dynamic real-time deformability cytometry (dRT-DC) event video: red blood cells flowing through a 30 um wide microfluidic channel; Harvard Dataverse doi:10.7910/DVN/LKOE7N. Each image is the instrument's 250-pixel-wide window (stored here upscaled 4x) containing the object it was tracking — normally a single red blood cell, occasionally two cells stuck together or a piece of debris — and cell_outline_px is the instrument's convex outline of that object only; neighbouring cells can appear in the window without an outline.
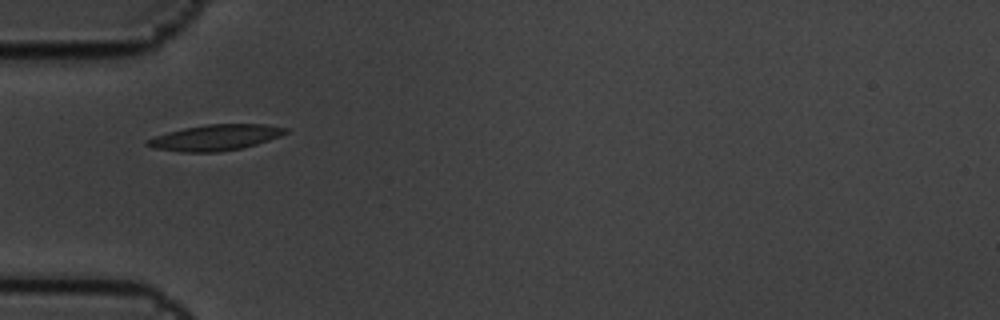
{"species": "common noctule bat (a hibernating species)", "species_latin": "Nyctalus noctula", "temperature_condition": "cold", "stored_images_in_passage": 7, "camera_frame_rate_fps": 3000, "um_per_image_px": 0.085, "animal": {"sex": "male", "body_mass_g": 19.5, "forearm_length_mm": 54.6}, "frame": {"image": 1, "passage_image": 1, "time_ms": 0.0, "image_size_px": [1000, 320], "cell_outline_px": [[288, 132], [280, 136], [256, 144], [240, 148], [220, 152], [180, 152], [152, 148], [144, 144], [144, 140], [168, 132], [184, 128], [204, 124], [268, 124], [288, 128]], "centroid_in_image_um": [18.28, 11.69], "position_along_channel_um": 66.7, "area_um2": 20.92}}
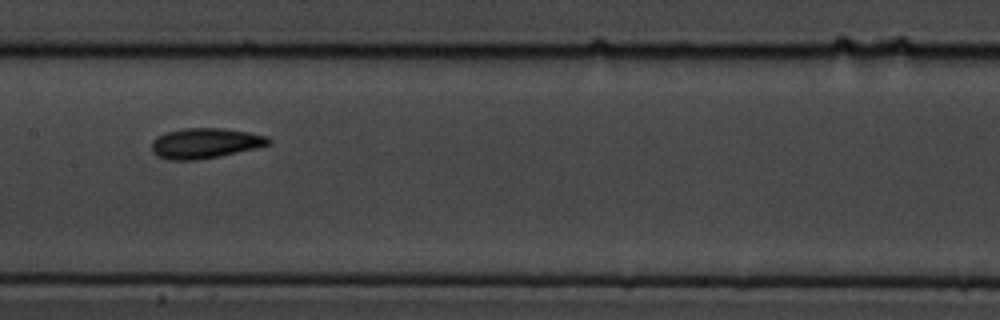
{"frame": {"image": 2, "passage_image": 4, "time_ms": 1.0, "image_size_px": [1000, 320], "cell_outline_px": [[272, 144], [256, 148], [220, 156], [196, 160], [168, 160], [156, 156], [152, 152], [152, 140], [156, 136], [164, 132], [184, 128], [224, 128], [248, 132], [268, 136], [272, 140]], "centroid_in_image_um": [17.43, 12.17], "position_along_channel_um": 190.0, "area_um2": 20.92}}
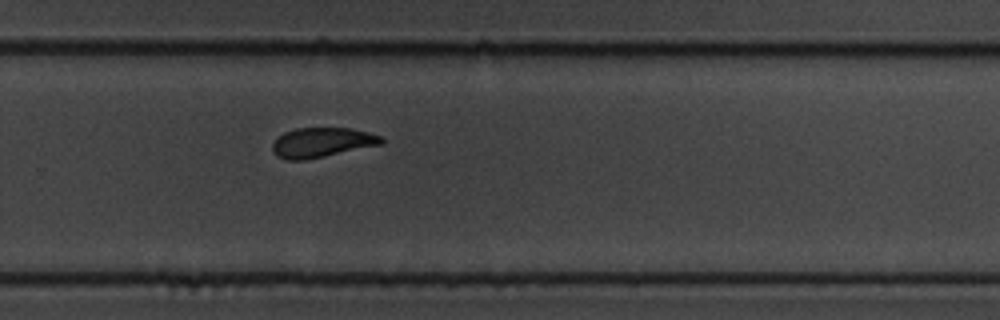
{"frame": {"image": 3, "passage_image": 7, "time_ms": 2.0, "image_size_px": [1000, 320], "cell_outline_px": [[384, 144], [304, 160], [288, 160], [276, 156], [272, 152], [272, 144], [284, 132], [296, 128], [352, 128], [368, 132], [380, 136], [384, 140]], "centroid_in_image_um": [27.36, 12.11], "position_along_channel_um": 302.4, "area_um2": 18.84}}